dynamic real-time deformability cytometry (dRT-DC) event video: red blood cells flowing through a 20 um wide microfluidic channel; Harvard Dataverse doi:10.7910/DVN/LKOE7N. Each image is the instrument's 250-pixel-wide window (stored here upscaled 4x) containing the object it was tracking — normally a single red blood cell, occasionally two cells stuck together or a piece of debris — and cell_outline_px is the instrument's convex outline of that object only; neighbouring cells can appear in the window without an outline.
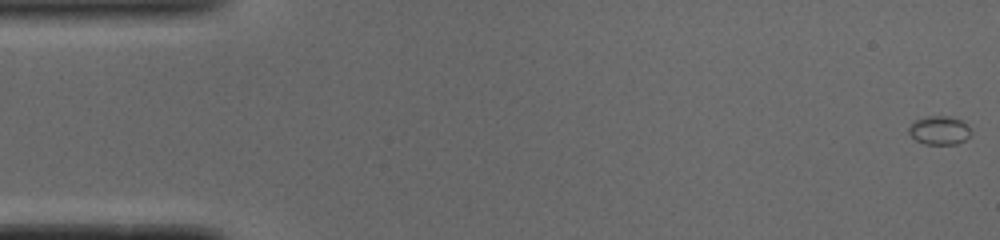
{"species": "common noctule bat (a hibernating species)", "species_latin": "Nyctalus noctula", "temperature_condition": "cold", "stored_images_in_passage": 52, "camera_frame_rate_fps": 3000, "um_per_image_px": 0.085, "animal": {"sex": "male", "body_mass_g": 19.0, "forearm_length_mm": 50.8}, "frame": {"image": 1, "passage_image": 1, "time_ms": 0.0, "image_size_px": [1000, 240], "cell_outline_px": [[972, 132], [964, 140], [956, 144], [924, 144], [916, 140], [908, 132], [908, 128], [916, 120], [928, 116], [948, 116], [960, 120]], "centroid_in_image_um": [79.82, 11.09], "position_along_channel_um": 5.2, "area_um2": 10.12}}
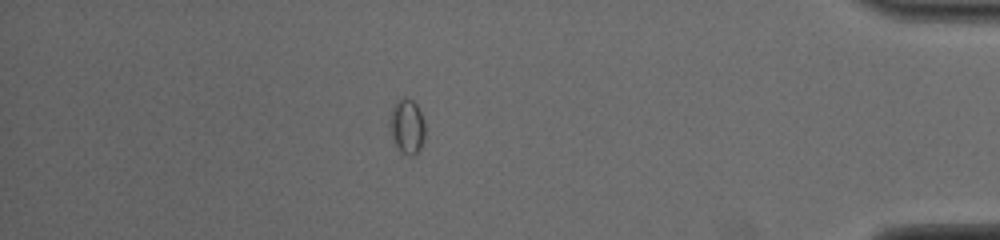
{"frame": {"image": 2, "passage_image": 45, "time_ms": 14.667, "image_size_px": [1000, 240], "cell_outline_px": [[424, 136], [420, 148], [416, 156], [408, 156], [400, 152], [392, 136], [388, 124], [388, 120], [392, 104], [396, 100], [404, 96], [412, 100], [416, 104], [424, 120]], "centroid_in_image_um": [34.56, 10.72], "position_along_channel_um": 400.6, "area_um2": 11.56}}
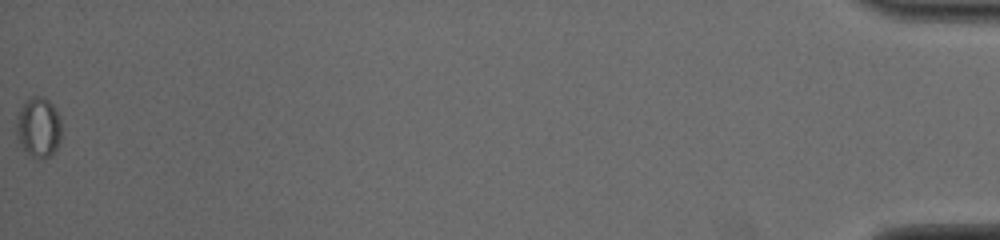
{"frame": {"image": 3, "passage_image": 52, "time_ms": 17.0, "image_size_px": [1000, 240], "cell_outline_px": [[60, 140], [56, 148], [48, 156], [40, 160], [36, 160], [24, 152], [16, 136], [16, 116], [24, 104], [32, 96], [44, 96], [52, 104], [60, 120]], "centroid_in_image_um": [3.24, 10.86], "position_along_channel_um": 432.0, "area_um2": 15.84}}